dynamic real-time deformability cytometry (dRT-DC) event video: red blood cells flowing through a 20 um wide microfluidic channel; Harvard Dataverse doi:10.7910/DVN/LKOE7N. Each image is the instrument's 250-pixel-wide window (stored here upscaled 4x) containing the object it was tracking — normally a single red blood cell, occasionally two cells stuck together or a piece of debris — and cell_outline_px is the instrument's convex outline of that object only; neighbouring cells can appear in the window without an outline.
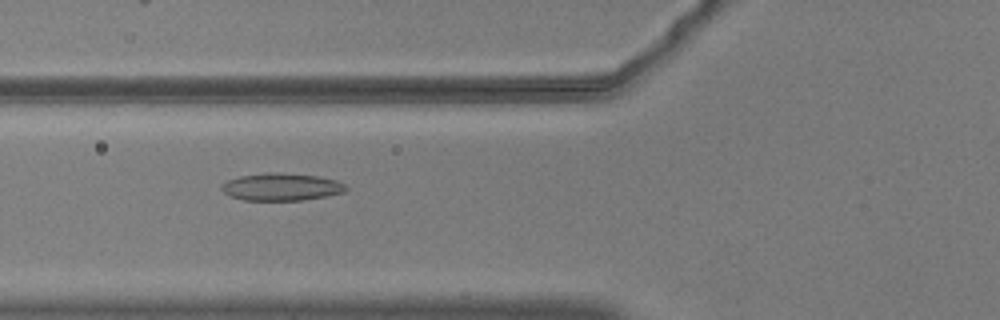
{"species": "common noctule bat (a hibernating species)", "species_latin": "Nyctalus noctula", "temperature_condition": "warm", "stored_images_in_passage": 51, "camera_frame_rate_fps": 3000, "um_per_image_px": 0.085, "animal": {"sex": "male", "body_mass_g": 20.5, "forearm_length_mm": 52.5}, "frame": {"image": 1, "passage_image": 17, "time_ms": 5.333, "image_size_px": [1000, 320], "cell_outline_px": [[348, 188], [344, 192], [304, 200], [244, 200], [228, 196], [220, 188], [220, 184], [228, 180], [240, 176], [272, 172], [276, 172], [316, 176], [336, 180], [344, 184]], "centroid_in_image_um": [23.88, 15.89], "position_along_channel_um": 101.9, "area_um2": 19.77}}
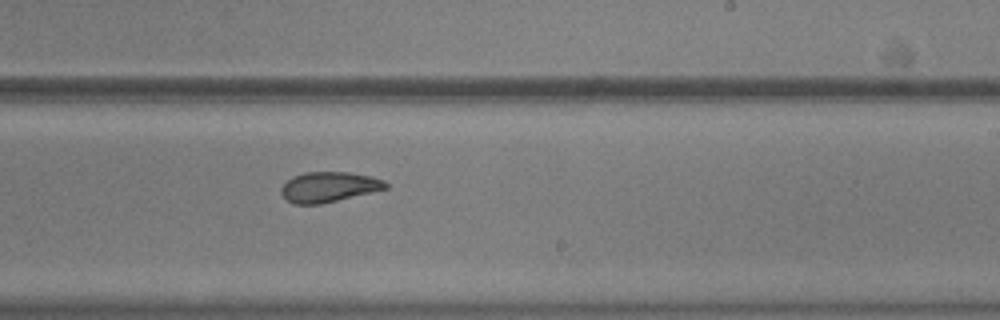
{"frame": {"image": 2, "passage_image": 30, "time_ms": 9.667, "image_size_px": [1000, 320], "cell_outline_px": [[388, 188], [372, 192], [320, 204], [292, 204], [280, 192], [280, 188], [292, 176], [304, 172], [348, 172], [372, 176], [384, 180], [388, 184]], "centroid_in_image_um": [27.95, 15.88], "position_along_channel_um": 261.0, "area_um2": 18.38}}
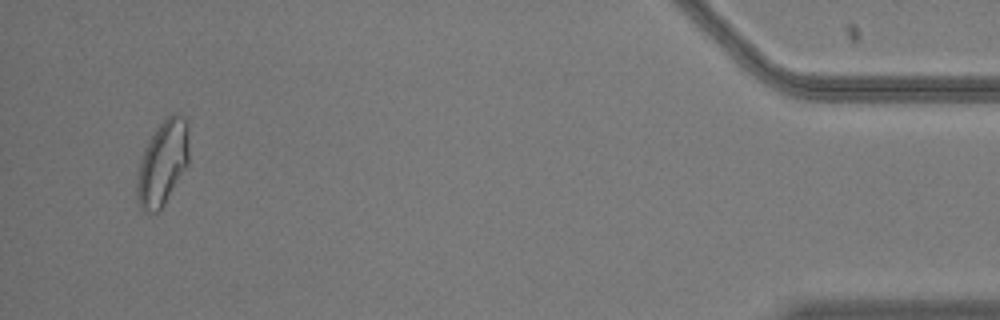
{"frame": {"image": 3, "passage_image": 49, "time_ms": 16.0, "image_size_px": [1000, 320], "cell_outline_px": [[188, 164], [164, 204], [156, 212], [148, 212], [140, 204], [136, 196], [136, 180], [144, 148], [148, 140], [156, 128], [168, 116], [176, 112], [184, 116], [188, 120]], "centroid_in_image_um": [13.84, 13.8], "position_along_channel_um": 421.4, "area_um2": 25.43}, "authors_computed_cell_mechanics": {"area_um2": 20.23, "velocity_mm_per_s": 3.6689, "shape_relaxation_time_tau1_ms": 6.0687, "shape_relaxation_time_tau2_ms": 2.444, "deformation_change_tau1": 0.135, "deformation_change_tau2": 0.083}}